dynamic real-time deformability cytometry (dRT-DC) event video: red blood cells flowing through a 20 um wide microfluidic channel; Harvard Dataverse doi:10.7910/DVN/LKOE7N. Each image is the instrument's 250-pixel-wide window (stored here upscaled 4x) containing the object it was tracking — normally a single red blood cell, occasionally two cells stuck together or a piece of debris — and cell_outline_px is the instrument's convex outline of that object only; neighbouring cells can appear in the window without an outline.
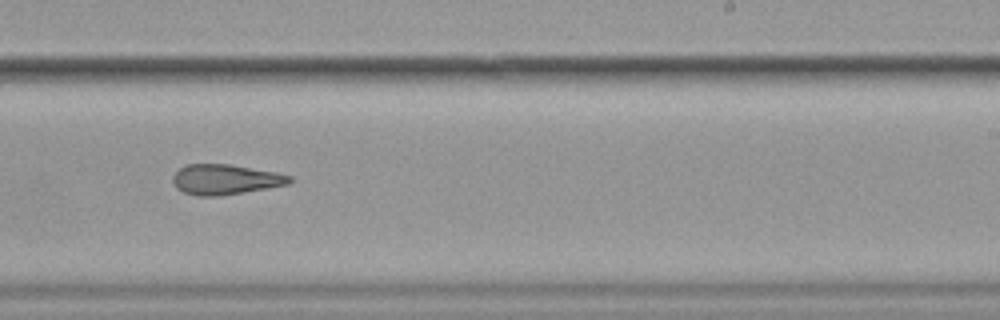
{"species": "common noctule bat (a hibernating species)", "species_latin": "Nyctalus noctula", "temperature_condition": "cold", "stored_images_in_passage": 11, "camera_frame_rate_fps": 3000, "um_per_image_px": 0.085, "animal": {"sex": "female", "body_mass_g": 19.9}, "frame": {"image": 1, "passage_image": 10, "time_ms": 3.0, "image_size_px": [1000, 320], "cell_outline_px": [[292, 180], [288, 184], [244, 192], [220, 196], [196, 196], [184, 192], [176, 188], [172, 180], [172, 176], [184, 164], [228, 164], [276, 172], [292, 176]], "centroid_in_image_um": [19.12, 15.25], "position_along_channel_um": 269.9, "area_um2": 20.52}}
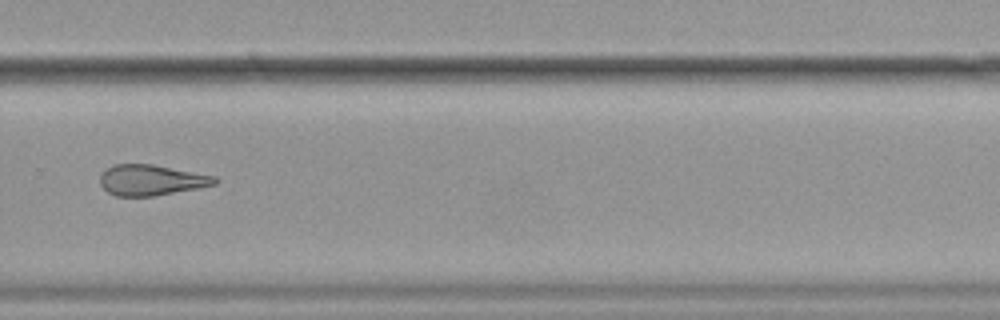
{"frame": {"image": 2, "passage_image": 11, "time_ms": 3.333, "image_size_px": [1000, 320], "cell_outline_px": [[220, 180], [216, 184], [196, 188], [152, 196], [116, 196], [108, 192], [100, 184], [100, 176], [112, 164], [152, 164], [216, 176]], "centroid_in_image_um": [12.86, 15.3], "position_along_channel_um": 316.9, "area_um2": 20.35}}